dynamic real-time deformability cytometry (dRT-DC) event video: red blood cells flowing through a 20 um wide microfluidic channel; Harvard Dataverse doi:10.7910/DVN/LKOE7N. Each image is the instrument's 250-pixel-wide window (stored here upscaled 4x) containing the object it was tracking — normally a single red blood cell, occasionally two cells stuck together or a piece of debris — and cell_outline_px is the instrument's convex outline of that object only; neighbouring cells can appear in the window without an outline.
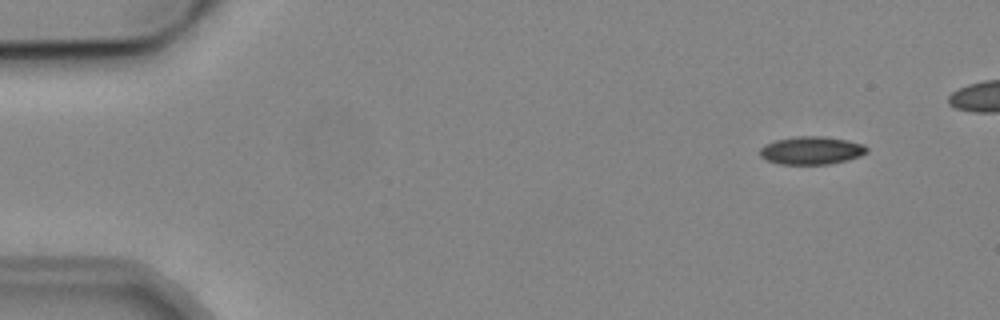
{"species": "common noctule bat (a hibernating species)", "species_latin": "Nyctalus noctula", "temperature_condition": "cold", "stored_images_in_passage": 4, "camera_frame_rate_fps": 3000, "um_per_image_px": 0.085, "animal": {"sex": "male", "body_mass_g": 19.2, "forearm_length_mm": 51.8}, "frame": {"image": 1, "passage_image": 1, "time_ms": 0.0, "image_size_px": [1000, 320], "cell_outline_px": [[868, 152], [860, 156], [828, 164], [780, 164], [764, 160], [760, 156], [760, 148], [764, 144], [776, 140], [796, 136], [824, 136], [848, 140], [864, 144], [868, 148]], "centroid_in_image_um": [68.95, 12.78], "position_along_channel_um": 16.0, "area_um2": 17.51}}